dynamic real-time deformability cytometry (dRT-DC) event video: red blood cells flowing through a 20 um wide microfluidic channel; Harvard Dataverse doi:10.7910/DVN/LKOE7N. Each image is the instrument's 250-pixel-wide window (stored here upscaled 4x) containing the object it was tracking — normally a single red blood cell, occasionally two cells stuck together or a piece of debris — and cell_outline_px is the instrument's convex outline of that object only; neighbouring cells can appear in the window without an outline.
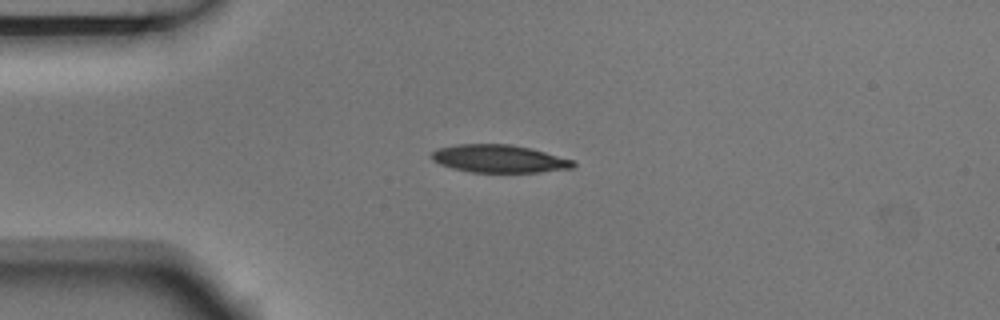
{"species": "Egyptian fruit bat (a non-hibernating species)", "species_latin": "Rousettus aegyptiacus", "temperature_condition": "room temperature", "stored_images_in_passage": 5, "camera_frame_rate_fps": 3000, "um_per_image_px": 0.085, "animal": {"sex": "male"}, "frame": {"image": 1, "passage_image": 1, "time_ms": 0.0, "image_size_px": [1000, 320], "cell_outline_px": [[576, 164], [572, 168], [540, 172], [472, 172], [452, 168], [440, 164], [432, 160], [428, 156], [436, 148], [456, 144], [512, 144], [532, 148], [576, 160]], "centroid_in_image_um": [42.43, 13.48], "position_along_channel_um": 42.6, "area_um2": 23.29}}
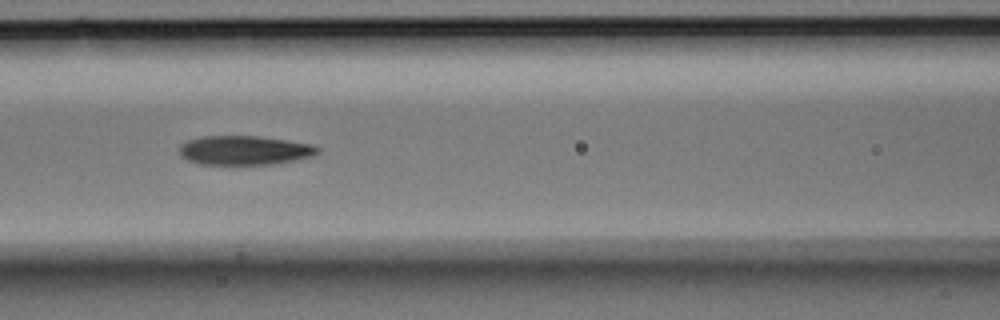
{"frame": {"image": 2, "passage_image": 4, "time_ms": 1.0, "image_size_px": [1000, 320], "cell_outline_px": [[320, 152], [312, 156], [272, 164], [200, 164], [188, 160], [180, 156], [180, 144], [188, 140], [204, 136], [260, 136], [288, 140], [312, 144], [320, 148]], "centroid_in_image_um": [20.78, 12.76], "position_along_channel_um": 145.8, "area_um2": 23.47}}
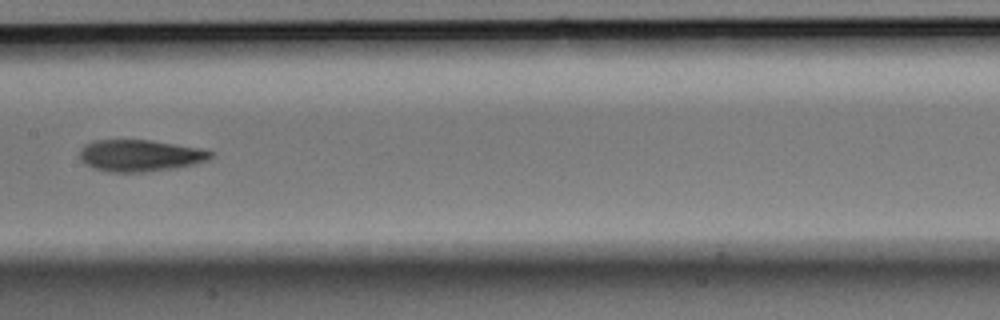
{"frame": {"image": 3, "passage_image": 5, "time_ms": 1.333, "image_size_px": [1000, 320], "cell_outline_px": [[212, 156], [208, 160], [196, 164], [176, 168], [144, 172], [108, 172], [92, 168], [84, 164], [80, 160], [80, 148], [84, 144], [96, 140], [148, 140], [200, 148], [212, 152]], "centroid_in_image_um": [11.87, 13.23], "position_along_channel_um": 195.5, "area_um2": 24.33}}